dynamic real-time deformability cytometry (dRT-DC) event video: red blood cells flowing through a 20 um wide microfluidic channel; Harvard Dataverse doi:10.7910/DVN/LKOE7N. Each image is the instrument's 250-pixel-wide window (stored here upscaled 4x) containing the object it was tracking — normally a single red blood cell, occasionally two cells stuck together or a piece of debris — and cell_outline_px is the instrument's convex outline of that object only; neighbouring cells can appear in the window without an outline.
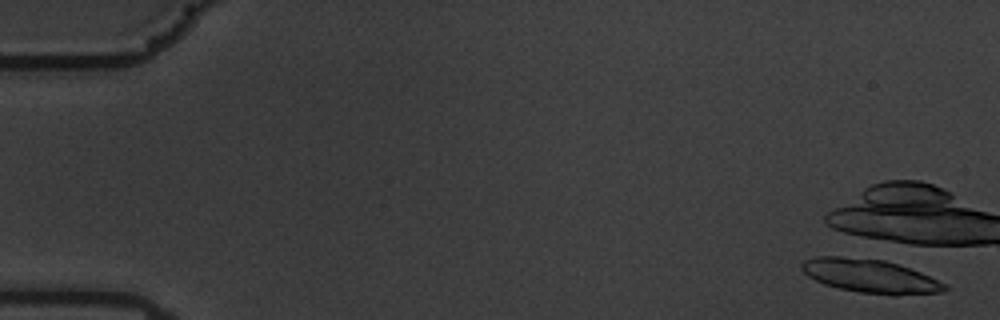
{"species": "common noctule bat (a hibernating species)", "species_latin": "Nyctalus noctula", "temperature_condition": "warm", "stored_images_in_passage": 5, "camera_frame_rate_fps": 3000, "um_per_image_px": 0.085, "animal": {"sex": "male", "body_mass_g": 19.5, "forearm_length_mm": 54.6}, "frame": {"image": 1, "passage_image": 2, "time_ms": 0.333, "image_size_px": [1000, 320], "cell_outline_px": [[948, 288], [940, 292], [896, 296], [892, 296], [860, 292], [840, 288], [824, 284], [808, 276], [800, 268], [800, 264], [804, 260], [816, 256], [840, 256], [884, 260], [920, 272], [944, 284]], "centroid_in_image_um": [73.92, 23.47], "position_along_channel_um": 11.1, "area_um2": 27.8}}